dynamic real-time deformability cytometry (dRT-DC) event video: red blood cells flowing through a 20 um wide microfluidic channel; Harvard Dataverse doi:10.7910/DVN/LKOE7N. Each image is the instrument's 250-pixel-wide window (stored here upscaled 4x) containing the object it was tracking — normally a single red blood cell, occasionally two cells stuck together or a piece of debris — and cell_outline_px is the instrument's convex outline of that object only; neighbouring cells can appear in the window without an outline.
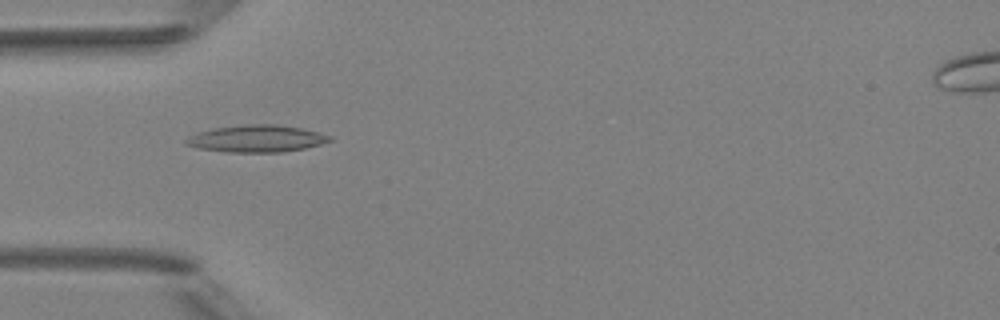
{"species": "Egyptian fruit bat (a non-hibernating species)", "species_latin": "Rousettus aegyptiacus", "temperature_condition": "room temperature", "stored_images_in_passage": 4, "camera_frame_rate_fps": 3000, "um_per_image_px": 0.085, "animal": {"sex": "female"}, "frame": {"image": 1, "passage_image": 2, "time_ms": 1.0, "image_size_px": [1000, 320], "cell_outline_px": [[332, 140], [320, 144], [304, 148], [280, 152], [228, 152], [200, 148], [184, 144], [184, 140], [188, 136], [212, 128], [248, 124], [276, 124], [300, 128], [320, 132], [332, 136]], "centroid_in_image_um": [21.81, 11.78], "position_along_channel_um": 63.2, "area_um2": 22.54}}
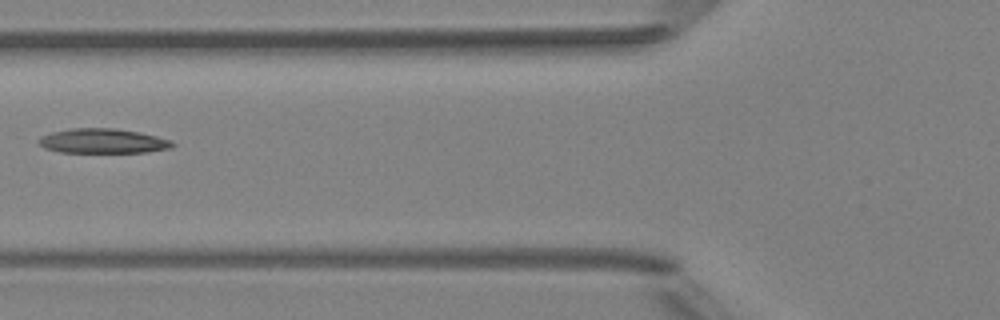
{"frame": {"image": 2, "passage_image": 3, "time_ms": 2.333, "image_size_px": [1000, 320], "cell_outline_px": [[176, 144], [172, 148], [148, 152], [60, 152], [44, 148], [36, 140], [40, 136], [52, 132], [72, 128], [116, 128], [140, 132], [156, 136], [168, 140]], "centroid_in_image_um": [8.73, 11.98], "position_along_channel_um": 117.1, "area_um2": 19.25}}
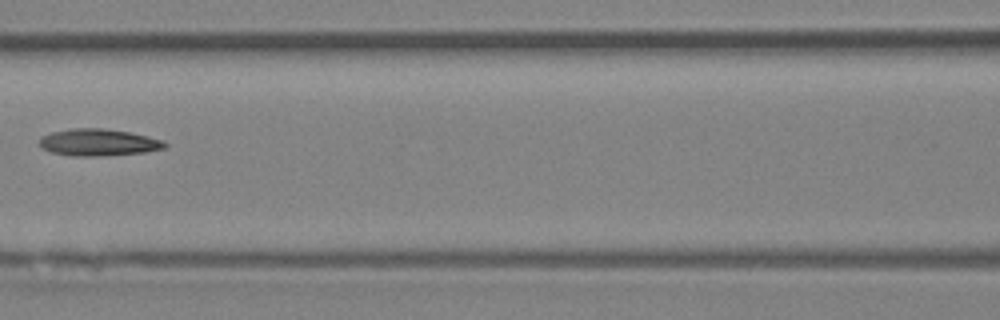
{"frame": {"image": 3, "passage_image": 4, "time_ms": 3.333, "image_size_px": [1000, 320], "cell_outline_px": [[168, 144], [164, 148], [144, 152], [96, 156], [72, 156], [52, 152], [40, 148], [40, 136], [52, 132], [72, 128], [104, 128], [128, 132], [148, 136], [164, 140]], "centroid_in_image_um": [8.35, 12.1], "position_along_channel_um": 158.3, "area_um2": 19.65}}